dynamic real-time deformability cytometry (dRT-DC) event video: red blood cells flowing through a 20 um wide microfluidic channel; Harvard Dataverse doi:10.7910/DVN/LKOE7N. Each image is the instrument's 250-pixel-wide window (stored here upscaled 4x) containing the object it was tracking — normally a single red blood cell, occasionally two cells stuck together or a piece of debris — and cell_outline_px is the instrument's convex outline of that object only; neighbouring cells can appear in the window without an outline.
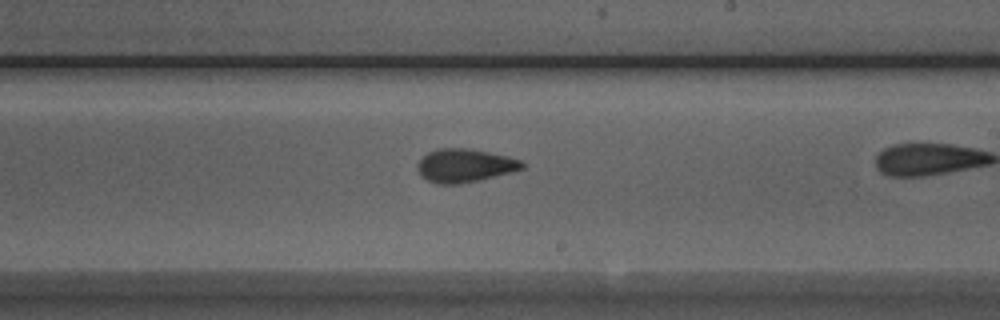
{"species": "Egyptian fruit bat (a non-hibernating species)", "species_latin": "Rousettus aegyptiacus", "temperature_condition": "room temperature", "stored_images_in_passage": 24, "camera_frame_rate_fps": 3000, "um_per_image_px": 0.085, "animal": {"sex": "male"}, "frame": {"image": 1, "passage_image": 14, "time_ms": 4.333, "image_size_px": [1000, 320], "cell_outline_px": [[524, 168], [480, 180], [460, 184], [436, 184], [420, 176], [416, 168], [416, 164], [428, 152], [436, 148], [472, 148], [508, 156], [520, 160], [524, 164]], "centroid_in_image_um": [39.46, 14.06], "position_along_channel_um": 249.5, "area_um2": 20.52}}
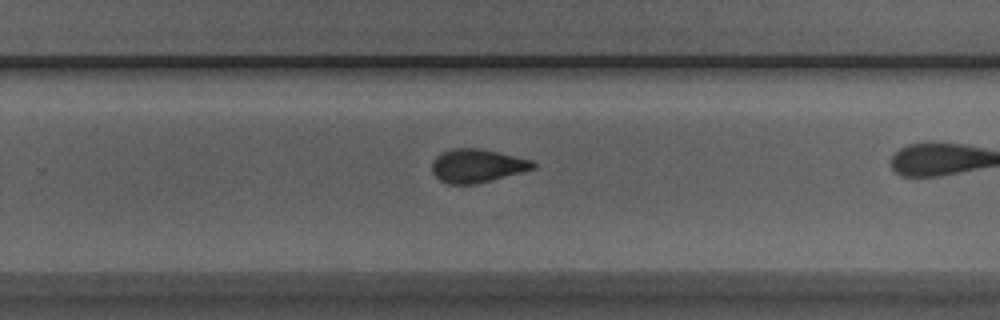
{"frame": {"image": 2, "passage_image": 17, "time_ms": 5.333, "image_size_px": [1000, 320], "cell_outline_px": [[536, 168], [476, 184], [448, 184], [440, 180], [432, 172], [432, 160], [436, 156], [452, 148], [480, 148], [532, 160], [536, 164]], "centroid_in_image_um": [40.54, 14.09], "position_along_channel_um": 289.3, "area_um2": 19.59}}